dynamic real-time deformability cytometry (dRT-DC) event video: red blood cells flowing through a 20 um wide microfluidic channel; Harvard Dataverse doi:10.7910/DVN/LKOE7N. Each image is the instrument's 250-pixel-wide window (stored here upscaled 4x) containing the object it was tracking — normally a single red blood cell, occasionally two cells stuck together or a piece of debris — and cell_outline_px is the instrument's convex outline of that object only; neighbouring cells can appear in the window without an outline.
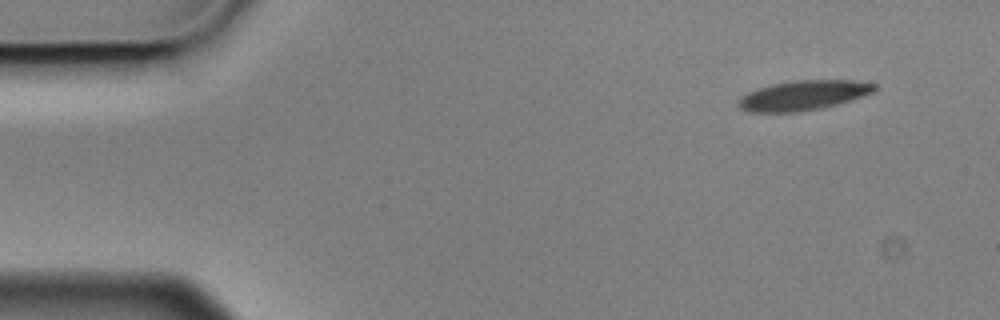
{"species": "Egyptian fruit bat (a non-hibernating species)", "species_latin": "Rousettus aegyptiacus", "temperature_condition": "cold", "stored_images_in_passage": 4, "camera_frame_rate_fps": 3000, "um_per_image_px": 0.085, "animal": {"sex": "male"}, "frame": {"image": 1, "passage_image": 1, "time_ms": 0.0, "image_size_px": [1000, 320], "cell_outline_px": [[876, 88], [872, 92], [836, 104], [820, 108], [796, 112], [748, 112], [740, 108], [736, 104], [740, 96], [748, 92], [772, 84], [796, 80], [856, 80], [876, 84]], "centroid_in_image_um": [68.22, 8.1], "position_along_channel_um": 16.8, "area_um2": 23.35}}
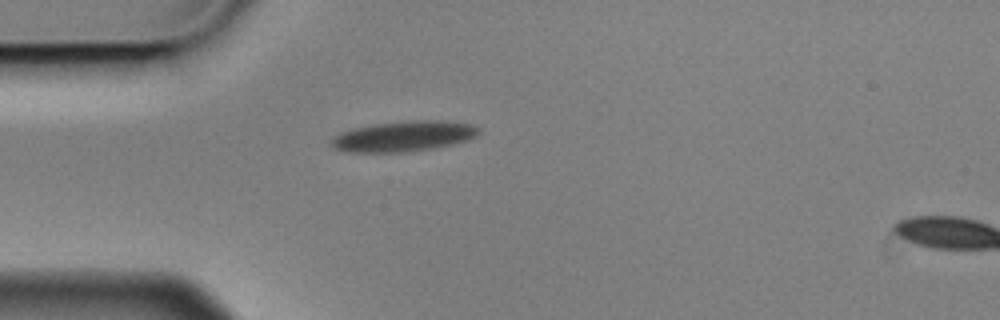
{"frame": {"image": 2, "passage_image": 3, "time_ms": 0.667, "image_size_px": [1000, 320], "cell_outline_px": [[480, 132], [476, 136], [468, 140], [452, 144], [412, 152], [344, 152], [332, 148], [332, 136], [340, 132], [352, 128], [376, 124], [412, 120], [440, 120], [472, 124], [480, 128]], "centroid_in_image_um": [34.3, 11.58], "position_along_channel_um": 50.7, "area_um2": 26.36}}